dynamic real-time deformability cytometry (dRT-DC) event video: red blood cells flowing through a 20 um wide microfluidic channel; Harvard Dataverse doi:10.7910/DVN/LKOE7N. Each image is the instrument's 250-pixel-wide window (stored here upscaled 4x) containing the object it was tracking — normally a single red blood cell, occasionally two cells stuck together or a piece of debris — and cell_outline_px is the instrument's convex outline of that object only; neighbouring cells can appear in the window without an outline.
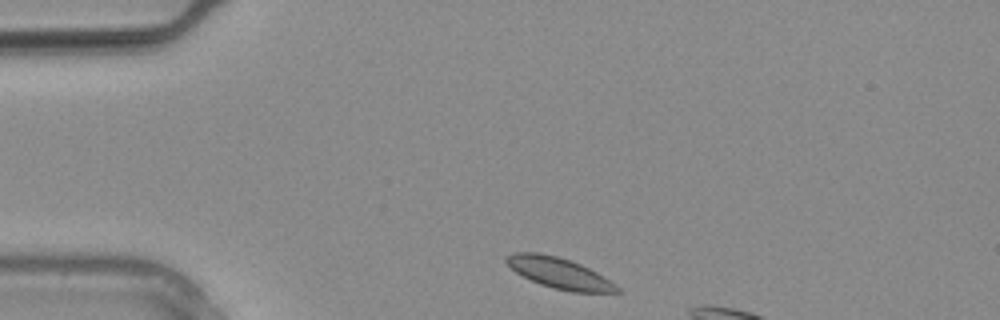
{"species": "common noctule bat (a hibernating species)", "species_latin": "Nyctalus noctula", "temperature_condition": "warm", "stored_images_in_passage": 4, "camera_frame_rate_fps": 3000, "um_per_image_px": 0.085, "animal": {"sex": "male", "body_mass_g": 20.4}, "frame": {"image": 1, "passage_image": 1, "time_ms": 0.0, "image_size_px": [1000, 320], "cell_outline_px": [[624, 292], [572, 292], [552, 288], [540, 284], [516, 272], [504, 260], [504, 256], [516, 252], [536, 252], [556, 256], [580, 264], [596, 272], [616, 284]], "centroid_in_image_um": [47.54, 23.21], "position_along_channel_um": 37.5, "area_um2": 19.65}}